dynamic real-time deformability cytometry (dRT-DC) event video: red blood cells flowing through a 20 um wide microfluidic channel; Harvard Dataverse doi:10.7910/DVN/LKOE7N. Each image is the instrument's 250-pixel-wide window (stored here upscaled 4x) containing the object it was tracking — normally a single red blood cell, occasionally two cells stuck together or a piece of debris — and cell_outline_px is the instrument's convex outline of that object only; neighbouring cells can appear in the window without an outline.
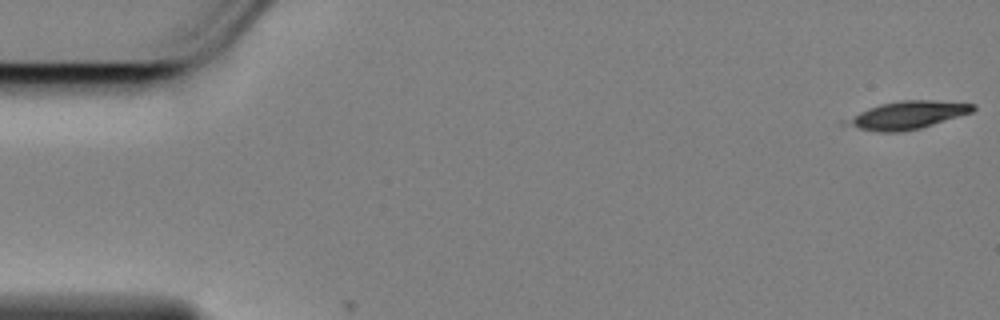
{"species": "Egyptian fruit bat (a non-hibernating species)", "species_latin": "Rousettus aegyptiacus", "temperature_condition": "cold", "stored_images_in_passage": 4, "camera_frame_rate_fps": 3000, "um_per_image_px": 0.085, "animal": {"sex": "female"}, "frame": {"image": 1, "passage_image": 1, "time_ms": 0.0, "image_size_px": [1000, 320], "cell_outline_px": [[976, 108], [972, 112], [920, 128], [904, 132], [876, 132], [840, 124], [840, 120], [868, 108], [880, 104], [900, 100], [932, 100], [976, 104]], "centroid_in_image_um": [77.04, 9.79], "position_along_channel_um": 8.0, "area_um2": 20.75}}